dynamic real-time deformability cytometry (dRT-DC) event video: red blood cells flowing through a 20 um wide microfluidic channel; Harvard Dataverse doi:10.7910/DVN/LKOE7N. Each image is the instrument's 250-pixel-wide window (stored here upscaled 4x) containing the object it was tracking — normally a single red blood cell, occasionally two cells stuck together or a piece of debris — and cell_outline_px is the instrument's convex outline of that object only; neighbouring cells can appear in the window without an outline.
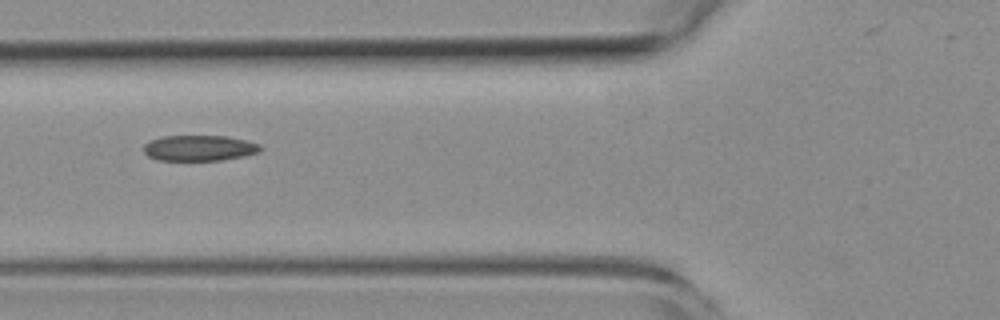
{"species": "common noctule bat (a hibernating species)", "species_latin": "Nyctalus noctula", "temperature_condition": "room temperature", "stored_images_in_passage": 5, "camera_frame_rate_fps": 3000, "um_per_image_px": 0.085, "animal": {"sex": "female", "body_mass_g": 19.3, "forearm_length_mm": 54.1}, "frame": {"image": 1, "passage_image": 2, "time_ms": 1.333, "image_size_px": [1000, 320], "cell_outline_px": [[264, 148], [260, 152], [244, 156], [220, 160], [156, 160], [148, 156], [144, 152], [144, 144], [160, 136], [228, 136], [248, 140], [260, 144]], "centroid_in_image_um": [16.98, 12.58], "position_along_channel_um": 108.8, "area_um2": 17.63}}
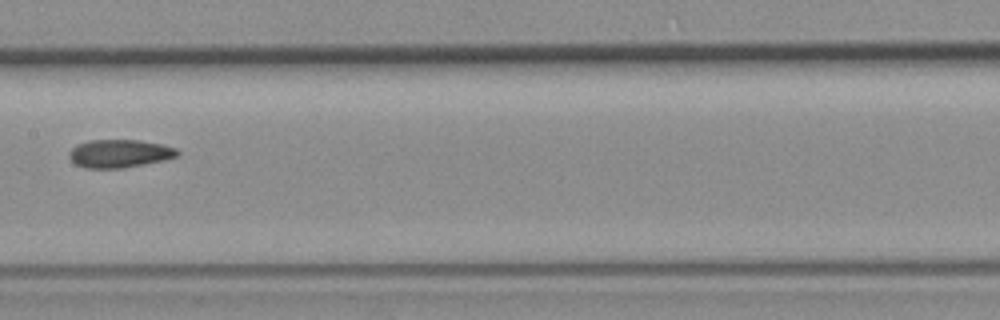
{"frame": {"image": 2, "passage_image": 4, "time_ms": 3.667, "image_size_px": [1000, 320], "cell_outline_px": [[180, 152], [176, 156], [164, 160], [120, 168], [84, 168], [76, 164], [68, 156], [68, 152], [76, 144], [88, 140], [136, 140], [160, 144], [176, 148]], "centroid_in_image_um": [10.11, 13.04], "position_along_channel_um": 197.3, "area_um2": 17.57}}
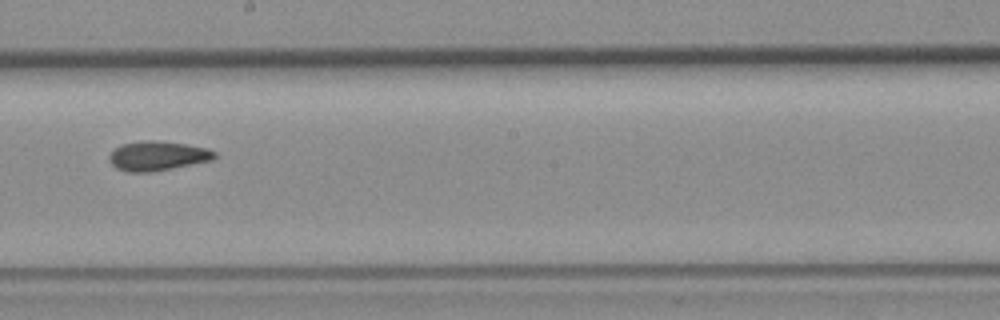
{"frame": {"image": 3, "passage_image": 5, "time_ms": 4.667, "image_size_px": [1000, 320], "cell_outline_px": [[216, 156], [212, 160], [148, 172], [128, 172], [116, 168], [108, 160], [108, 156], [116, 148], [124, 144], [140, 140], [156, 140], [184, 144], [208, 148], [216, 152]], "centroid_in_image_um": [13.37, 13.24], "position_along_channel_um": 234.8, "area_um2": 17.86}}